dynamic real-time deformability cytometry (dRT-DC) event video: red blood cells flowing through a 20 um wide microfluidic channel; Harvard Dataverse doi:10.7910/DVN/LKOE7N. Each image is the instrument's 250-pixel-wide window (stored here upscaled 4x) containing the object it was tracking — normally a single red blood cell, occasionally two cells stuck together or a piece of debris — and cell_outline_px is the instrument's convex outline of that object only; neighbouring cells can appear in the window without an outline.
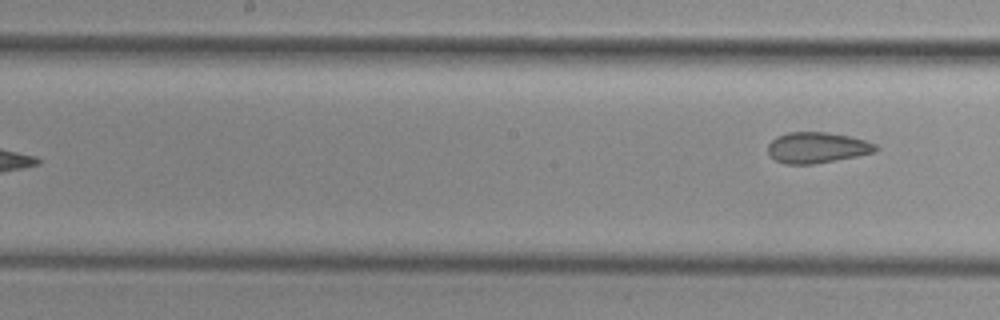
{"species": "common noctule bat (a hibernating species)", "species_latin": "Nyctalus noctula", "temperature_condition": "cold", "stored_images_in_passage": 7, "segment_of_instrument_passage": [2, 2], "camera_frame_rate_fps": 3000, "um_per_image_px": 0.085, "animal": {"sex": "female", "body_mass_g": 29.2, "forearm_length_mm": 56.3}, "frame": {"image": 1, "passage_image": 7, "time_ms": 7.0, "image_size_px": [1000, 320], "cell_outline_px": [[876, 152], [836, 160], [812, 164], [784, 164], [776, 160], [768, 152], [768, 144], [776, 136], [788, 132], [828, 132], [848, 136], [864, 140], [876, 144]], "centroid_in_image_um": [69.42, 12.54], "position_along_channel_um": 178.8, "area_um2": 19.25}}